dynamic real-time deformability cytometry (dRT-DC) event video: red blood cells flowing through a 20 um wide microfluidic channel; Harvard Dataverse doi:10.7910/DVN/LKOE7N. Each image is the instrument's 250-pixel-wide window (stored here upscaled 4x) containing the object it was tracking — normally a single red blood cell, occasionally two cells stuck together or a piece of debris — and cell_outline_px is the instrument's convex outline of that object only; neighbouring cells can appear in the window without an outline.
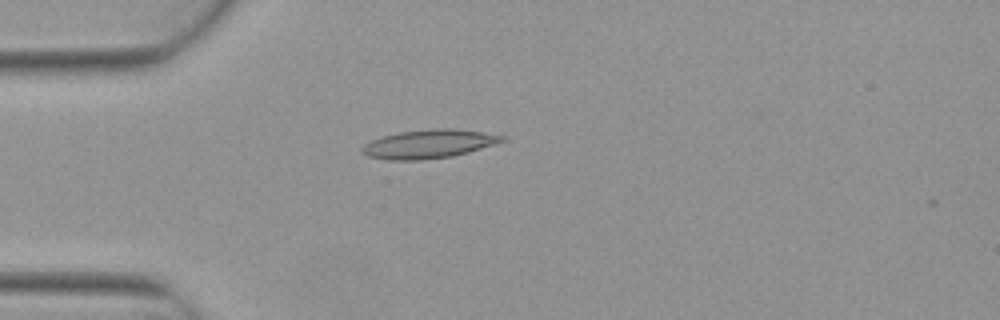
{"species": "Egyptian fruit bat (a non-hibernating species)", "species_latin": "Rousettus aegyptiacus", "temperature_condition": "warm", "stored_images_in_passage": 4, "camera_frame_rate_fps": 3000, "um_per_image_px": 0.085, "animal": {"sex": "female"}, "frame": {"image": 1, "passage_image": 4, "time_ms": 1.0, "image_size_px": [1000, 320], "cell_outline_px": [[508, 140], [496, 144], [468, 152], [452, 156], [424, 160], [388, 160], [368, 156], [360, 152], [360, 148], [364, 144], [372, 140], [384, 136], [400, 132], [436, 128], [452, 128], [508, 136]], "centroid_in_image_um": [36.47, 12.24], "position_along_channel_um": 48.5, "area_um2": 23.47}}